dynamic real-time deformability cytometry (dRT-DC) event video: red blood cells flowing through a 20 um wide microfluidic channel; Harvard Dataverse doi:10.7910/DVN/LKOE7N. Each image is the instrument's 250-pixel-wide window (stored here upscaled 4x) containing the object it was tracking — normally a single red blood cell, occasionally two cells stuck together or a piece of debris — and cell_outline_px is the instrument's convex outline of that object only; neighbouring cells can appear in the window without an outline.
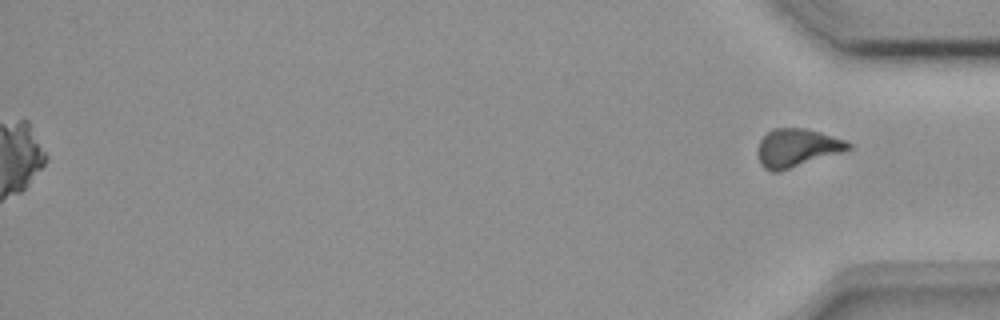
{"species": "common noctule bat (a hibernating species)", "species_latin": "Nyctalus noctula", "temperature_condition": "room temperature", "stored_images_in_passage": 38, "segment_of_instrument_passage": [2, 2], "camera_frame_rate_fps": 3000, "um_per_image_px": 0.085, "animal": {"sex": "female", "body_mass_g": 18.4}, "frame": {"image": 1, "passage_image": 38, "time_ms": 12.333, "image_size_px": [1000, 320], "cell_outline_px": [[852, 148], [844, 152], [780, 172], [772, 172], [764, 168], [760, 164], [760, 140], [772, 128], [804, 128], [820, 132], [844, 140], [852, 144]], "centroid_in_image_um": [67.79, 12.58], "position_along_channel_um": 367.4, "area_um2": 20.11}}